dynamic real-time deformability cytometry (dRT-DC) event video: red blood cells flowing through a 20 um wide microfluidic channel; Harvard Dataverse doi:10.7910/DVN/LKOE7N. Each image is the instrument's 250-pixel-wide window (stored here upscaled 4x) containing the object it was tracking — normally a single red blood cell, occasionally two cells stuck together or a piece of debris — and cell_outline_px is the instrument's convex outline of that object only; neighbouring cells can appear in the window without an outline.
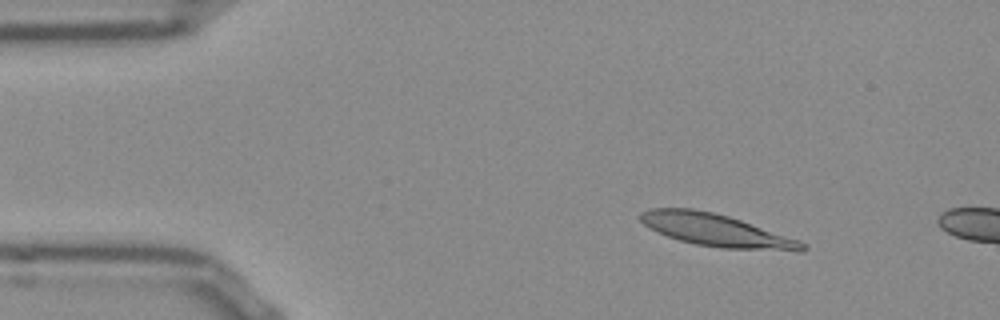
{"species": "Egyptian fruit bat (a non-hibernating species)", "species_latin": "Rousettus aegyptiacus", "temperature_condition": "room temperature", "stored_images_in_passage": 4, "camera_frame_rate_fps": 3000, "um_per_image_px": 0.085, "frame": {"image": 1, "passage_image": 1, "time_ms": 0.0, "image_size_px": [1000, 320], "cell_outline_px": [[808, 248], [804, 252], [796, 252], [720, 248], [696, 244], [680, 240], [668, 236], [644, 224], [640, 220], [640, 212], [652, 208], [692, 208], [712, 212], [728, 216], [800, 240]], "centroid_in_image_um": [60.96, 19.59], "position_along_channel_um": 24.0, "area_um2": 30.52}}